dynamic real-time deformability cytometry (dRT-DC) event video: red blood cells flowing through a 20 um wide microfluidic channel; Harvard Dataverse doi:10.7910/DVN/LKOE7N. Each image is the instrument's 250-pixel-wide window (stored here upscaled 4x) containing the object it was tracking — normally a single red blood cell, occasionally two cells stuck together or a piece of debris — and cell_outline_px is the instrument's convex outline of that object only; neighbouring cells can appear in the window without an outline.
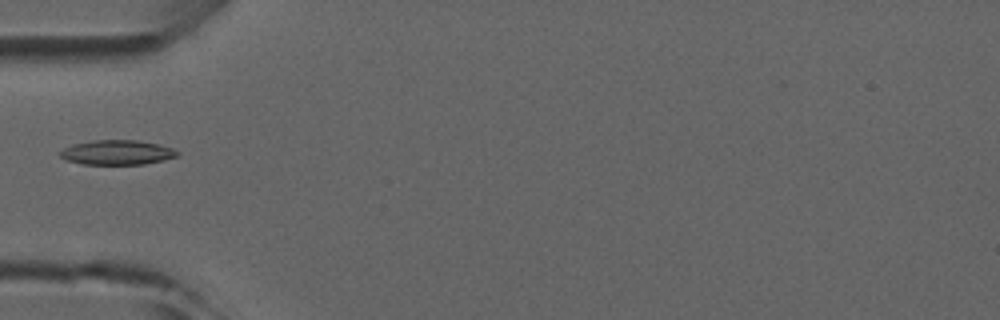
{"species": "common noctule bat (a hibernating species)", "species_latin": "Nyctalus noctula", "temperature_condition": "room temperature", "stored_images_in_passage": 6, "camera_frame_rate_fps": 3000, "um_per_image_px": 0.085, "animal": {"sex": "male", "forearm_length_mm": 52.5}, "frame": {"image": 1, "passage_image": 5, "time_ms": 4.667, "image_size_px": [1000, 320], "cell_outline_px": [[180, 152], [176, 156], [164, 160], [144, 164], [80, 164], [64, 160], [56, 152], [72, 144], [96, 140], [136, 140], [160, 144], [172, 148]], "centroid_in_image_um": [9.91, 12.96], "position_along_channel_um": 75.1, "area_um2": 16.99}}
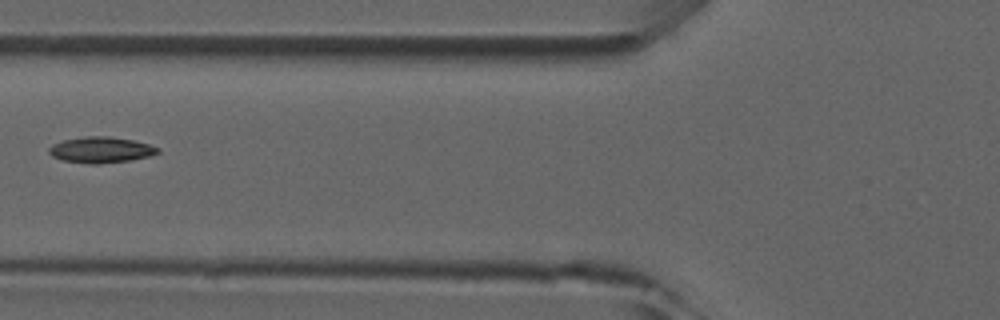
{"frame": {"image": 2, "passage_image": 6, "time_ms": 5.667, "image_size_px": [1000, 320], "cell_outline_px": [[160, 152], [152, 156], [128, 160], [100, 164], [92, 164], [64, 160], [52, 156], [48, 152], [48, 148], [52, 144], [64, 140], [84, 136], [108, 136], [132, 140], [148, 144], [160, 148]], "centroid_in_image_um": [8.58, 12.73], "position_along_channel_um": 117.2, "area_um2": 16.42}}